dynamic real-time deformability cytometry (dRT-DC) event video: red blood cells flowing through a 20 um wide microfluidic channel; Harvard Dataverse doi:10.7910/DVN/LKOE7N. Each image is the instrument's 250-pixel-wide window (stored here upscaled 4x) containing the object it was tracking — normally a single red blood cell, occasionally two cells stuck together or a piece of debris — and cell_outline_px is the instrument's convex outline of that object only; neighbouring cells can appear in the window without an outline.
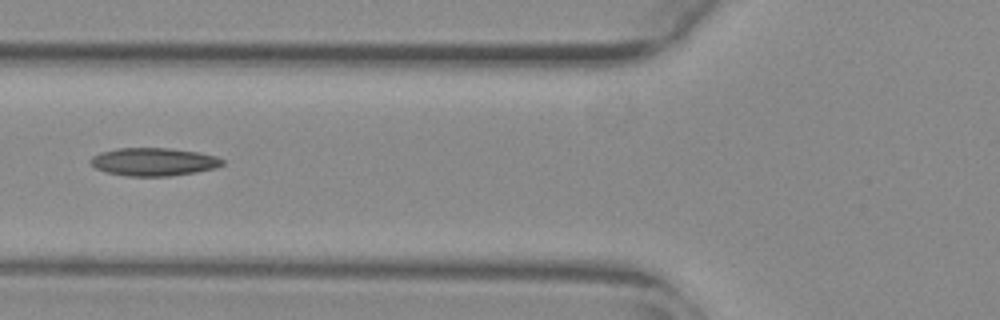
{"species": "common noctule bat (a hibernating species)", "species_latin": "Nyctalus noctula", "temperature_condition": "warm", "stored_images_in_passage": 52, "camera_frame_rate_fps": 3000, "um_per_image_px": 0.085, "animal": {"sex": "female", "body_mass_g": 29.2, "forearm_length_mm": 56.3}, "frame": {"image": 1, "passage_image": 21, "time_ms": 6.667, "image_size_px": [1000, 320], "cell_outline_px": [[224, 164], [216, 168], [196, 172], [172, 176], [128, 176], [108, 172], [96, 168], [88, 160], [92, 156], [100, 152], [116, 148], [168, 148], [196, 152], [216, 156], [224, 160]], "centroid_in_image_um": [13.06, 13.75], "position_along_channel_um": 112.7, "area_um2": 21.5}}
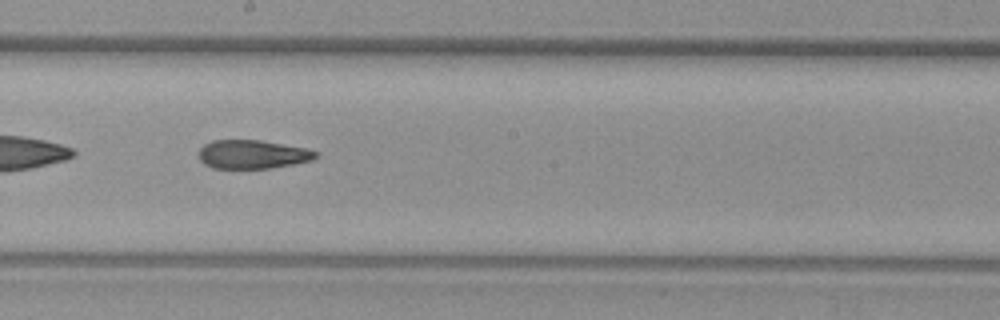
{"frame": {"image": 2, "passage_image": 30, "time_ms": 9.667, "image_size_px": [1000, 320], "cell_outline_px": [[320, 156], [312, 160], [272, 168], [212, 168], [204, 164], [196, 156], [196, 152], [204, 144], [212, 140], [260, 140], [308, 148], [320, 152]], "centroid_in_image_um": [21.46, 13.11], "position_along_channel_um": 226.7, "area_um2": 19.94}}
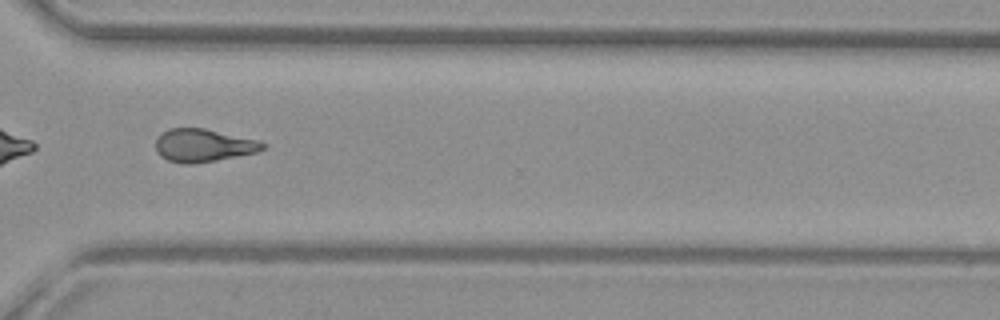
{"frame": {"image": 3, "passage_image": 40, "time_ms": 13.0, "image_size_px": [1000, 320], "cell_outline_px": [[264, 148], [256, 152], [216, 160], [192, 164], [180, 164], [168, 160], [160, 156], [156, 152], [156, 136], [160, 132], [168, 128], [204, 128], [260, 140], [264, 144]], "centroid_in_image_um": [17.22, 12.35], "position_along_channel_um": 353.4, "area_um2": 20.69}}